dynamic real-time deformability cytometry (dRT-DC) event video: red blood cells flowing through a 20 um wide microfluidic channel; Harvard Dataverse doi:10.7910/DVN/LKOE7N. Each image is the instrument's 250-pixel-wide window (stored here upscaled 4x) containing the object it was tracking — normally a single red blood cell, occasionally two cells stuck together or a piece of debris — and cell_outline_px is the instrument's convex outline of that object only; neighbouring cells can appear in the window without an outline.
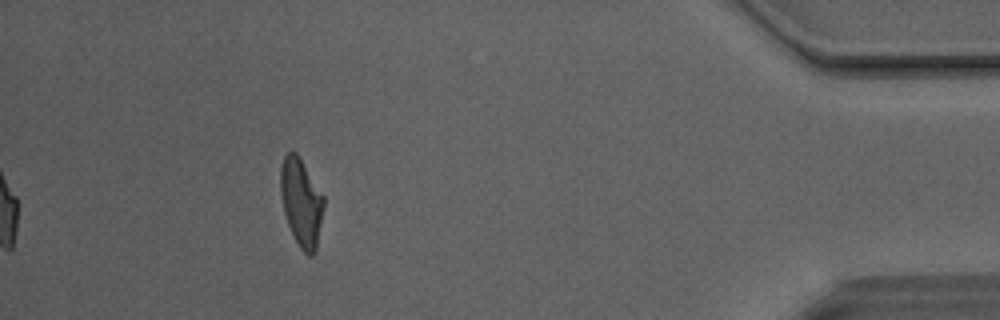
{"species": "Egyptian fruit bat (a non-hibernating species)", "species_latin": "Rousettus aegyptiacus", "temperature_condition": "room temperature", "stored_images_in_passage": 44, "camera_frame_rate_fps": 3000, "um_per_image_px": 0.085, "animal": {"sex": "male"}, "frame": {"image": 1, "passage_image": 44, "time_ms": 14.333, "image_size_px": [1000, 320], "cell_outline_px": [[324, 204], [316, 252], [312, 256], [308, 256], [300, 248], [288, 224], [284, 212], [280, 192], [280, 168], [284, 156], [288, 152], [296, 152], [324, 196]], "centroid_in_image_um": [25.61, 17.21], "position_along_channel_um": 409.6, "area_um2": 21.96}, "authors_computed_cell_mechanics": {"area_um2": 22.7732, "velocity_mm_per_s": 4.1212, "shape_relaxation_time_tau1_ms": 5.8029, "shape_relaxation_time_tau2_ms": 2.2013, "deformation_change_tau1": 0.1988, "deformation_change_tau2": 0.1093}}